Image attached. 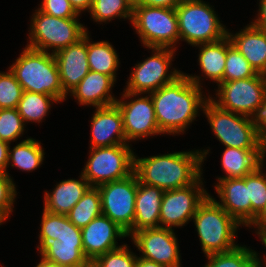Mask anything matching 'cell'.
I'll use <instances>...</instances> for the list:
<instances>
[{
	"mask_svg": "<svg viewBox=\"0 0 266 267\" xmlns=\"http://www.w3.org/2000/svg\"><path fill=\"white\" fill-rule=\"evenodd\" d=\"M200 76L182 73L150 93L161 134H181L196 120L210 95L203 97ZM199 110V111H198Z\"/></svg>",
	"mask_w": 266,
	"mask_h": 267,
	"instance_id": "6da1fadb",
	"label": "cell"
},
{
	"mask_svg": "<svg viewBox=\"0 0 266 267\" xmlns=\"http://www.w3.org/2000/svg\"><path fill=\"white\" fill-rule=\"evenodd\" d=\"M207 150L179 151L145 158L134 156V172L140 183L169 191L194 184L202 176Z\"/></svg>",
	"mask_w": 266,
	"mask_h": 267,
	"instance_id": "7a4b0ae2",
	"label": "cell"
},
{
	"mask_svg": "<svg viewBox=\"0 0 266 267\" xmlns=\"http://www.w3.org/2000/svg\"><path fill=\"white\" fill-rule=\"evenodd\" d=\"M23 91L46 94L60 103L66 100L60 81L54 54L25 47L21 55L9 67Z\"/></svg>",
	"mask_w": 266,
	"mask_h": 267,
	"instance_id": "3957f363",
	"label": "cell"
},
{
	"mask_svg": "<svg viewBox=\"0 0 266 267\" xmlns=\"http://www.w3.org/2000/svg\"><path fill=\"white\" fill-rule=\"evenodd\" d=\"M193 222L204 254L229 252L239 244L235 243L237 228L241 226L231 217L213 196L208 195L199 205Z\"/></svg>",
	"mask_w": 266,
	"mask_h": 267,
	"instance_id": "277c9868",
	"label": "cell"
},
{
	"mask_svg": "<svg viewBox=\"0 0 266 267\" xmlns=\"http://www.w3.org/2000/svg\"><path fill=\"white\" fill-rule=\"evenodd\" d=\"M202 110L212 132L225 147L264 149V140L249 116L221 109L211 97Z\"/></svg>",
	"mask_w": 266,
	"mask_h": 267,
	"instance_id": "5b68a950",
	"label": "cell"
},
{
	"mask_svg": "<svg viewBox=\"0 0 266 267\" xmlns=\"http://www.w3.org/2000/svg\"><path fill=\"white\" fill-rule=\"evenodd\" d=\"M180 40L195 45L216 42L227 36L214 8L203 0H182L175 8Z\"/></svg>",
	"mask_w": 266,
	"mask_h": 267,
	"instance_id": "8992f818",
	"label": "cell"
},
{
	"mask_svg": "<svg viewBox=\"0 0 266 267\" xmlns=\"http://www.w3.org/2000/svg\"><path fill=\"white\" fill-rule=\"evenodd\" d=\"M146 48H171L180 41L175 8L133 6L131 22Z\"/></svg>",
	"mask_w": 266,
	"mask_h": 267,
	"instance_id": "52a82bcc",
	"label": "cell"
},
{
	"mask_svg": "<svg viewBox=\"0 0 266 267\" xmlns=\"http://www.w3.org/2000/svg\"><path fill=\"white\" fill-rule=\"evenodd\" d=\"M30 27L26 46L44 52L52 49L53 54L77 43L88 32L78 18H58L39 9L32 15Z\"/></svg>",
	"mask_w": 266,
	"mask_h": 267,
	"instance_id": "ba28073f",
	"label": "cell"
},
{
	"mask_svg": "<svg viewBox=\"0 0 266 267\" xmlns=\"http://www.w3.org/2000/svg\"><path fill=\"white\" fill-rule=\"evenodd\" d=\"M83 177L91 187L128 177L134 172V152L129 144L90 148Z\"/></svg>",
	"mask_w": 266,
	"mask_h": 267,
	"instance_id": "9c48e42d",
	"label": "cell"
},
{
	"mask_svg": "<svg viewBox=\"0 0 266 267\" xmlns=\"http://www.w3.org/2000/svg\"><path fill=\"white\" fill-rule=\"evenodd\" d=\"M152 56L132 68L124 91L136 94H150L173 82L183 72L174 68L169 70L174 59L175 50L171 48H148ZM173 70V71H172Z\"/></svg>",
	"mask_w": 266,
	"mask_h": 267,
	"instance_id": "30bf717a",
	"label": "cell"
},
{
	"mask_svg": "<svg viewBox=\"0 0 266 267\" xmlns=\"http://www.w3.org/2000/svg\"><path fill=\"white\" fill-rule=\"evenodd\" d=\"M138 177L133 172L126 178L98 186L102 215L110 218L127 236H132Z\"/></svg>",
	"mask_w": 266,
	"mask_h": 267,
	"instance_id": "8fae6325",
	"label": "cell"
},
{
	"mask_svg": "<svg viewBox=\"0 0 266 267\" xmlns=\"http://www.w3.org/2000/svg\"><path fill=\"white\" fill-rule=\"evenodd\" d=\"M216 92L211 99L221 109L251 117L266 95V75L220 83Z\"/></svg>",
	"mask_w": 266,
	"mask_h": 267,
	"instance_id": "7c38bea8",
	"label": "cell"
},
{
	"mask_svg": "<svg viewBox=\"0 0 266 267\" xmlns=\"http://www.w3.org/2000/svg\"><path fill=\"white\" fill-rule=\"evenodd\" d=\"M202 177L184 188L164 191L160 207V227H182L191 221L199 205L209 195ZM203 185V186H202Z\"/></svg>",
	"mask_w": 266,
	"mask_h": 267,
	"instance_id": "4fadbf2b",
	"label": "cell"
},
{
	"mask_svg": "<svg viewBox=\"0 0 266 267\" xmlns=\"http://www.w3.org/2000/svg\"><path fill=\"white\" fill-rule=\"evenodd\" d=\"M123 92L122 99H117L115 104L122 114L127 144L136 139L139 140L148 136L161 134L157 125L154 105L150 94L139 97L141 95L139 93ZM127 98L129 100L131 99L130 102Z\"/></svg>",
	"mask_w": 266,
	"mask_h": 267,
	"instance_id": "5bb4252c",
	"label": "cell"
},
{
	"mask_svg": "<svg viewBox=\"0 0 266 267\" xmlns=\"http://www.w3.org/2000/svg\"><path fill=\"white\" fill-rule=\"evenodd\" d=\"M141 258L154 261L165 267H181V255L177 237L171 228H147L131 237Z\"/></svg>",
	"mask_w": 266,
	"mask_h": 267,
	"instance_id": "9a60e30c",
	"label": "cell"
},
{
	"mask_svg": "<svg viewBox=\"0 0 266 267\" xmlns=\"http://www.w3.org/2000/svg\"><path fill=\"white\" fill-rule=\"evenodd\" d=\"M84 256L95 260L98 256L116 249L118 238L128 237L127 233L110 218L101 215L81 228Z\"/></svg>",
	"mask_w": 266,
	"mask_h": 267,
	"instance_id": "2e32d148",
	"label": "cell"
},
{
	"mask_svg": "<svg viewBox=\"0 0 266 267\" xmlns=\"http://www.w3.org/2000/svg\"><path fill=\"white\" fill-rule=\"evenodd\" d=\"M54 57L63 92L68 95L90 71L87 59V33L77 43L54 53Z\"/></svg>",
	"mask_w": 266,
	"mask_h": 267,
	"instance_id": "e0dca14e",
	"label": "cell"
},
{
	"mask_svg": "<svg viewBox=\"0 0 266 267\" xmlns=\"http://www.w3.org/2000/svg\"><path fill=\"white\" fill-rule=\"evenodd\" d=\"M215 191L221 199L216 202L240 225L251 228L252 204L244 177L220 179Z\"/></svg>",
	"mask_w": 266,
	"mask_h": 267,
	"instance_id": "ac0fdd59",
	"label": "cell"
},
{
	"mask_svg": "<svg viewBox=\"0 0 266 267\" xmlns=\"http://www.w3.org/2000/svg\"><path fill=\"white\" fill-rule=\"evenodd\" d=\"M90 130V148L127 144L122 114L116 104L96 108Z\"/></svg>",
	"mask_w": 266,
	"mask_h": 267,
	"instance_id": "d6986e66",
	"label": "cell"
},
{
	"mask_svg": "<svg viewBox=\"0 0 266 267\" xmlns=\"http://www.w3.org/2000/svg\"><path fill=\"white\" fill-rule=\"evenodd\" d=\"M115 81L108 75L89 71L80 83L71 91L79 105H91L94 108L115 104L117 98L112 96Z\"/></svg>",
	"mask_w": 266,
	"mask_h": 267,
	"instance_id": "ffe728a7",
	"label": "cell"
},
{
	"mask_svg": "<svg viewBox=\"0 0 266 267\" xmlns=\"http://www.w3.org/2000/svg\"><path fill=\"white\" fill-rule=\"evenodd\" d=\"M227 31L231 44L245 57L253 69L266 75V31L251 23L233 34Z\"/></svg>",
	"mask_w": 266,
	"mask_h": 267,
	"instance_id": "44dd1931",
	"label": "cell"
},
{
	"mask_svg": "<svg viewBox=\"0 0 266 267\" xmlns=\"http://www.w3.org/2000/svg\"><path fill=\"white\" fill-rule=\"evenodd\" d=\"M163 193L161 188L140 183L138 180L132 235L143 229L160 227Z\"/></svg>",
	"mask_w": 266,
	"mask_h": 267,
	"instance_id": "7402d4cb",
	"label": "cell"
},
{
	"mask_svg": "<svg viewBox=\"0 0 266 267\" xmlns=\"http://www.w3.org/2000/svg\"><path fill=\"white\" fill-rule=\"evenodd\" d=\"M79 178L57 183L51 193L45 191L43 210L52 214L67 215L91 187L82 173Z\"/></svg>",
	"mask_w": 266,
	"mask_h": 267,
	"instance_id": "603a6c76",
	"label": "cell"
},
{
	"mask_svg": "<svg viewBox=\"0 0 266 267\" xmlns=\"http://www.w3.org/2000/svg\"><path fill=\"white\" fill-rule=\"evenodd\" d=\"M264 149H238L225 147L222 153L221 165L225 176L217 178H243L254 172L264 163Z\"/></svg>",
	"mask_w": 266,
	"mask_h": 267,
	"instance_id": "cb8c5ba5",
	"label": "cell"
},
{
	"mask_svg": "<svg viewBox=\"0 0 266 267\" xmlns=\"http://www.w3.org/2000/svg\"><path fill=\"white\" fill-rule=\"evenodd\" d=\"M37 248L43 258L67 267H81L88 261L82 243H62L51 237H39Z\"/></svg>",
	"mask_w": 266,
	"mask_h": 267,
	"instance_id": "d4e9b609",
	"label": "cell"
},
{
	"mask_svg": "<svg viewBox=\"0 0 266 267\" xmlns=\"http://www.w3.org/2000/svg\"><path fill=\"white\" fill-rule=\"evenodd\" d=\"M199 47L198 63L202 74L219 85L223 83L224 70L227 58V36L223 39L195 45Z\"/></svg>",
	"mask_w": 266,
	"mask_h": 267,
	"instance_id": "484cf974",
	"label": "cell"
},
{
	"mask_svg": "<svg viewBox=\"0 0 266 267\" xmlns=\"http://www.w3.org/2000/svg\"><path fill=\"white\" fill-rule=\"evenodd\" d=\"M87 59L90 71L110 76L116 80V71L119 67V56L108 41L92 42L87 32Z\"/></svg>",
	"mask_w": 266,
	"mask_h": 267,
	"instance_id": "4316f807",
	"label": "cell"
},
{
	"mask_svg": "<svg viewBox=\"0 0 266 267\" xmlns=\"http://www.w3.org/2000/svg\"><path fill=\"white\" fill-rule=\"evenodd\" d=\"M44 155L41 142L31 137L24 139L12 149L9 147L7 168L10 165L21 171L31 172L43 164Z\"/></svg>",
	"mask_w": 266,
	"mask_h": 267,
	"instance_id": "83f0119b",
	"label": "cell"
},
{
	"mask_svg": "<svg viewBox=\"0 0 266 267\" xmlns=\"http://www.w3.org/2000/svg\"><path fill=\"white\" fill-rule=\"evenodd\" d=\"M59 102L50 95L23 91L17 110L25 125L28 122L40 123L51 109V103Z\"/></svg>",
	"mask_w": 266,
	"mask_h": 267,
	"instance_id": "f1b7e54d",
	"label": "cell"
},
{
	"mask_svg": "<svg viewBox=\"0 0 266 267\" xmlns=\"http://www.w3.org/2000/svg\"><path fill=\"white\" fill-rule=\"evenodd\" d=\"M102 215L101 195L98 187H90L67 217L78 228L87 226L94 218Z\"/></svg>",
	"mask_w": 266,
	"mask_h": 267,
	"instance_id": "f546056e",
	"label": "cell"
},
{
	"mask_svg": "<svg viewBox=\"0 0 266 267\" xmlns=\"http://www.w3.org/2000/svg\"><path fill=\"white\" fill-rule=\"evenodd\" d=\"M257 252L239 245L235 249L207 255V264L202 267H261L263 263Z\"/></svg>",
	"mask_w": 266,
	"mask_h": 267,
	"instance_id": "4dcf8cb0",
	"label": "cell"
},
{
	"mask_svg": "<svg viewBox=\"0 0 266 267\" xmlns=\"http://www.w3.org/2000/svg\"><path fill=\"white\" fill-rule=\"evenodd\" d=\"M89 13L97 24L109 22L116 17L131 21L133 6L128 0H93Z\"/></svg>",
	"mask_w": 266,
	"mask_h": 267,
	"instance_id": "1f68e13d",
	"label": "cell"
},
{
	"mask_svg": "<svg viewBox=\"0 0 266 267\" xmlns=\"http://www.w3.org/2000/svg\"><path fill=\"white\" fill-rule=\"evenodd\" d=\"M257 74L245 57L231 44L227 36V58L223 82L250 78Z\"/></svg>",
	"mask_w": 266,
	"mask_h": 267,
	"instance_id": "d6a6232c",
	"label": "cell"
},
{
	"mask_svg": "<svg viewBox=\"0 0 266 267\" xmlns=\"http://www.w3.org/2000/svg\"><path fill=\"white\" fill-rule=\"evenodd\" d=\"M263 166L244 177L252 204V223L266 207V173H263Z\"/></svg>",
	"mask_w": 266,
	"mask_h": 267,
	"instance_id": "836d02e7",
	"label": "cell"
},
{
	"mask_svg": "<svg viewBox=\"0 0 266 267\" xmlns=\"http://www.w3.org/2000/svg\"><path fill=\"white\" fill-rule=\"evenodd\" d=\"M25 126L17 108L0 109V140L10 144L17 141L23 135Z\"/></svg>",
	"mask_w": 266,
	"mask_h": 267,
	"instance_id": "e575fe53",
	"label": "cell"
},
{
	"mask_svg": "<svg viewBox=\"0 0 266 267\" xmlns=\"http://www.w3.org/2000/svg\"><path fill=\"white\" fill-rule=\"evenodd\" d=\"M22 93V86L10 69L0 72V109L17 108Z\"/></svg>",
	"mask_w": 266,
	"mask_h": 267,
	"instance_id": "d590c367",
	"label": "cell"
},
{
	"mask_svg": "<svg viewBox=\"0 0 266 267\" xmlns=\"http://www.w3.org/2000/svg\"><path fill=\"white\" fill-rule=\"evenodd\" d=\"M128 247L124 243L120 247L98 256L95 260L101 267H135L138 256Z\"/></svg>",
	"mask_w": 266,
	"mask_h": 267,
	"instance_id": "8d00e7d4",
	"label": "cell"
},
{
	"mask_svg": "<svg viewBox=\"0 0 266 267\" xmlns=\"http://www.w3.org/2000/svg\"><path fill=\"white\" fill-rule=\"evenodd\" d=\"M16 195V186L9 173L0 172V215L5 220L13 212Z\"/></svg>",
	"mask_w": 266,
	"mask_h": 267,
	"instance_id": "74e56055",
	"label": "cell"
},
{
	"mask_svg": "<svg viewBox=\"0 0 266 267\" xmlns=\"http://www.w3.org/2000/svg\"><path fill=\"white\" fill-rule=\"evenodd\" d=\"M40 4L38 9L50 16L58 18H78L80 16L69 0H43Z\"/></svg>",
	"mask_w": 266,
	"mask_h": 267,
	"instance_id": "f35d334b",
	"label": "cell"
},
{
	"mask_svg": "<svg viewBox=\"0 0 266 267\" xmlns=\"http://www.w3.org/2000/svg\"><path fill=\"white\" fill-rule=\"evenodd\" d=\"M60 231L61 215L52 214L43 210L39 237H51L57 239L60 237Z\"/></svg>",
	"mask_w": 266,
	"mask_h": 267,
	"instance_id": "ab89813d",
	"label": "cell"
},
{
	"mask_svg": "<svg viewBox=\"0 0 266 267\" xmlns=\"http://www.w3.org/2000/svg\"><path fill=\"white\" fill-rule=\"evenodd\" d=\"M57 239L62 243H82L81 228L71 223L67 215H61V231Z\"/></svg>",
	"mask_w": 266,
	"mask_h": 267,
	"instance_id": "60d3db41",
	"label": "cell"
},
{
	"mask_svg": "<svg viewBox=\"0 0 266 267\" xmlns=\"http://www.w3.org/2000/svg\"><path fill=\"white\" fill-rule=\"evenodd\" d=\"M251 122L258 129L263 140L266 139V95L263 103L254 111L250 117Z\"/></svg>",
	"mask_w": 266,
	"mask_h": 267,
	"instance_id": "b9f144b4",
	"label": "cell"
},
{
	"mask_svg": "<svg viewBox=\"0 0 266 267\" xmlns=\"http://www.w3.org/2000/svg\"><path fill=\"white\" fill-rule=\"evenodd\" d=\"M182 0H140L137 5L151 7L176 8Z\"/></svg>",
	"mask_w": 266,
	"mask_h": 267,
	"instance_id": "7bdbcfd3",
	"label": "cell"
},
{
	"mask_svg": "<svg viewBox=\"0 0 266 267\" xmlns=\"http://www.w3.org/2000/svg\"><path fill=\"white\" fill-rule=\"evenodd\" d=\"M258 16L251 24L263 31H266V0H259Z\"/></svg>",
	"mask_w": 266,
	"mask_h": 267,
	"instance_id": "ee69618b",
	"label": "cell"
},
{
	"mask_svg": "<svg viewBox=\"0 0 266 267\" xmlns=\"http://www.w3.org/2000/svg\"><path fill=\"white\" fill-rule=\"evenodd\" d=\"M10 143L0 140V172L7 173Z\"/></svg>",
	"mask_w": 266,
	"mask_h": 267,
	"instance_id": "f6af8a7d",
	"label": "cell"
},
{
	"mask_svg": "<svg viewBox=\"0 0 266 267\" xmlns=\"http://www.w3.org/2000/svg\"><path fill=\"white\" fill-rule=\"evenodd\" d=\"M72 7L80 15L81 11H90L93 0H69Z\"/></svg>",
	"mask_w": 266,
	"mask_h": 267,
	"instance_id": "bcb514c9",
	"label": "cell"
},
{
	"mask_svg": "<svg viewBox=\"0 0 266 267\" xmlns=\"http://www.w3.org/2000/svg\"><path fill=\"white\" fill-rule=\"evenodd\" d=\"M252 225H253V228H255V227L257 228L256 231H266V207L259 214V216L255 219V221L252 223Z\"/></svg>",
	"mask_w": 266,
	"mask_h": 267,
	"instance_id": "7dc6e473",
	"label": "cell"
},
{
	"mask_svg": "<svg viewBox=\"0 0 266 267\" xmlns=\"http://www.w3.org/2000/svg\"><path fill=\"white\" fill-rule=\"evenodd\" d=\"M135 267H165L161 264H158L154 261H150L141 257H137V262Z\"/></svg>",
	"mask_w": 266,
	"mask_h": 267,
	"instance_id": "c3c4849f",
	"label": "cell"
},
{
	"mask_svg": "<svg viewBox=\"0 0 266 267\" xmlns=\"http://www.w3.org/2000/svg\"><path fill=\"white\" fill-rule=\"evenodd\" d=\"M36 267H67V266L49 261L41 256V261L37 264Z\"/></svg>",
	"mask_w": 266,
	"mask_h": 267,
	"instance_id": "681fc988",
	"label": "cell"
},
{
	"mask_svg": "<svg viewBox=\"0 0 266 267\" xmlns=\"http://www.w3.org/2000/svg\"><path fill=\"white\" fill-rule=\"evenodd\" d=\"M256 234L259 236L260 240L263 242L264 246L266 247V231H255ZM264 260V263H266V257Z\"/></svg>",
	"mask_w": 266,
	"mask_h": 267,
	"instance_id": "f907efd6",
	"label": "cell"
},
{
	"mask_svg": "<svg viewBox=\"0 0 266 267\" xmlns=\"http://www.w3.org/2000/svg\"><path fill=\"white\" fill-rule=\"evenodd\" d=\"M81 267H101V265L96 260H88L83 266Z\"/></svg>",
	"mask_w": 266,
	"mask_h": 267,
	"instance_id": "816d5d0a",
	"label": "cell"
},
{
	"mask_svg": "<svg viewBox=\"0 0 266 267\" xmlns=\"http://www.w3.org/2000/svg\"><path fill=\"white\" fill-rule=\"evenodd\" d=\"M128 1L130 2V4L132 6H135V5H137L140 2V0H128Z\"/></svg>",
	"mask_w": 266,
	"mask_h": 267,
	"instance_id": "f5cc1de1",
	"label": "cell"
},
{
	"mask_svg": "<svg viewBox=\"0 0 266 267\" xmlns=\"http://www.w3.org/2000/svg\"><path fill=\"white\" fill-rule=\"evenodd\" d=\"M6 221L1 215H0V226L3 224V222Z\"/></svg>",
	"mask_w": 266,
	"mask_h": 267,
	"instance_id": "db71d44e",
	"label": "cell"
},
{
	"mask_svg": "<svg viewBox=\"0 0 266 267\" xmlns=\"http://www.w3.org/2000/svg\"><path fill=\"white\" fill-rule=\"evenodd\" d=\"M264 154H266V139L264 140Z\"/></svg>",
	"mask_w": 266,
	"mask_h": 267,
	"instance_id": "11a10c76",
	"label": "cell"
}]
</instances>
